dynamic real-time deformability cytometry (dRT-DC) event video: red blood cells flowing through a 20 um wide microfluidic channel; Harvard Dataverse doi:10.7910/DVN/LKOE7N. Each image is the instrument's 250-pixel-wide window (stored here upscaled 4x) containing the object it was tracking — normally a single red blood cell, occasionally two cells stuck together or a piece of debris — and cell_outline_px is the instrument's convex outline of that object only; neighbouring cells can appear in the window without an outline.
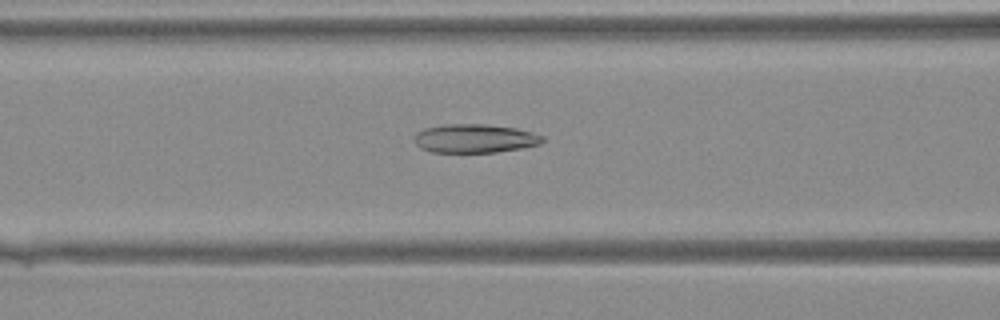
{"species": "Egyptian fruit bat (a non-hibernating species)", "species_latin": "Rousettus aegyptiacus", "temperature_condition": "warm", "stored_images_in_passage": 31, "camera_frame_rate_fps": 3000, "um_per_image_px": 0.085, "animal": {"sex": "female"}, "frame": {"image": 1, "passage_image": 19, "time_ms": 6.0, "image_size_px": [1000, 320], "cell_outline_px": [[544, 140], [540, 144], [520, 148], [496, 152], [432, 152], [420, 148], [416, 144], [416, 132], [424, 128], [444, 124], [484, 124], [516, 128], [532, 132], [544, 136]], "centroid_in_image_um": [40.36, 11.76], "position_along_channel_um": 126.2, "area_um2": 21.39}}
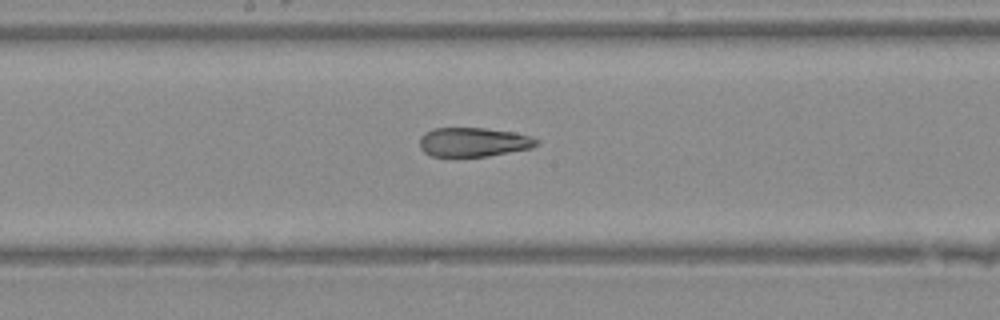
{"frame": {"image": 2, "passage_image": 24, "time_ms": 7.667, "image_size_px": [1000, 320], "cell_outline_px": [[540, 144], [532, 148], [488, 156], [432, 156], [424, 152], [420, 148], [420, 136], [424, 132], [432, 128], [484, 128], [512, 132], [532, 136], [540, 140]], "centroid_in_image_um": [40.26, 12.07], "position_along_channel_um": 207.9, "area_um2": 20.0}}
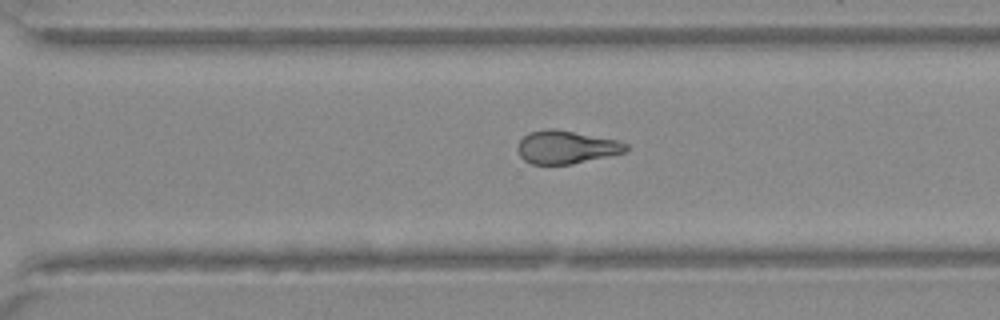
{"frame": {"image": 3, "passage_image": 31, "time_ms": 10.0, "image_size_px": [1000, 320], "cell_outline_px": [[628, 148], [624, 152], [608, 156], [572, 164], [532, 164], [524, 160], [520, 156], [516, 148], [516, 144], [528, 132], [548, 128], [556, 128], [616, 140], [628, 144]], "centroid_in_image_um": [48.08, 12.5], "position_along_channel_um": 322.5, "area_um2": 20.92}}